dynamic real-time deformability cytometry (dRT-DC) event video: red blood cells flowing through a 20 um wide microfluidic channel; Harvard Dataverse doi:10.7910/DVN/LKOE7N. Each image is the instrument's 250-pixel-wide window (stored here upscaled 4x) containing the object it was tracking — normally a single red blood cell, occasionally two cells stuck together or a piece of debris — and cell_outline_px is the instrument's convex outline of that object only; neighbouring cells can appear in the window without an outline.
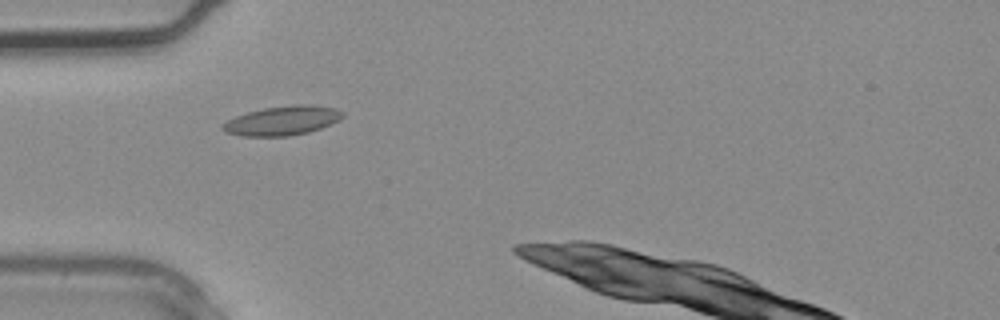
{"species": "common noctule bat (a hibernating species)", "species_latin": "Nyctalus noctula", "temperature_condition": "warm", "stored_images_in_passage": 3, "camera_frame_rate_fps": 3000, "um_per_image_px": 0.085, "animal": {"sex": "male", "body_mass_g": 20.4}, "frame": {"image": 1, "passage_image": 3, "time_ms": 0.667, "image_size_px": [1000, 320], "cell_outline_px": [[344, 116], [340, 120], [332, 124], [308, 132], [288, 136], [240, 136], [228, 132], [220, 128], [228, 120], [236, 116], [248, 112], [264, 108], [292, 104], [312, 104], [336, 108], [344, 112]], "centroid_in_image_um": [24.06, 10.24], "position_along_channel_um": 60.9, "area_um2": 20.52}}